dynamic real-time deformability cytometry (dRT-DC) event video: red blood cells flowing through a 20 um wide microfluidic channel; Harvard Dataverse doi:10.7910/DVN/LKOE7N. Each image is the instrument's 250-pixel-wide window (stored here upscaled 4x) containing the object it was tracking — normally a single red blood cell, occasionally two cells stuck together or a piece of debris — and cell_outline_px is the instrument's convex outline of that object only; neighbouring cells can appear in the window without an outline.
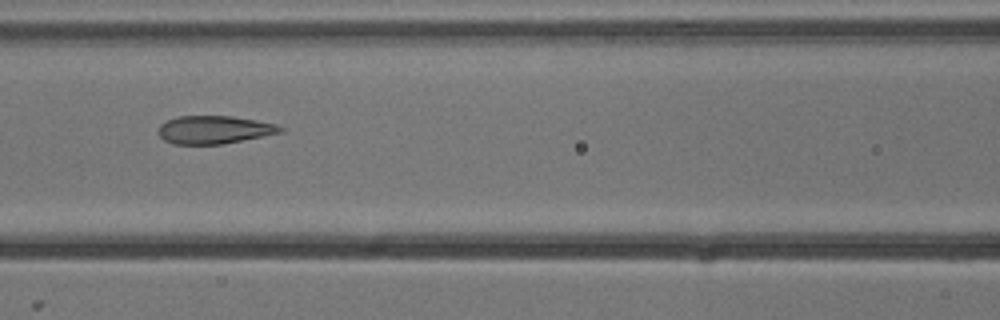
{"species": "common noctule bat (a hibernating species)", "species_latin": "Nyctalus noctula", "temperature_condition": "cold", "stored_images_in_passage": 3, "camera_frame_rate_fps": 3000, "um_per_image_px": 0.085, "animal": {"sex": "male", "body_mass_g": 13.3}, "frame": {"image": 1, "passage_image": 3, "time_ms": 0.667, "image_size_px": [1000, 320], "cell_outline_px": [[284, 132], [224, 144], [172, 144], [164, 140], [156, 132], [160, 124], [176, 116], [232, 116], [256, 120], [276, 124], [284, 128]], "centroid_in_image_um": [18.2, 11.03], "position_along_channel_um": 148.4, "area_um2": 20.11}}